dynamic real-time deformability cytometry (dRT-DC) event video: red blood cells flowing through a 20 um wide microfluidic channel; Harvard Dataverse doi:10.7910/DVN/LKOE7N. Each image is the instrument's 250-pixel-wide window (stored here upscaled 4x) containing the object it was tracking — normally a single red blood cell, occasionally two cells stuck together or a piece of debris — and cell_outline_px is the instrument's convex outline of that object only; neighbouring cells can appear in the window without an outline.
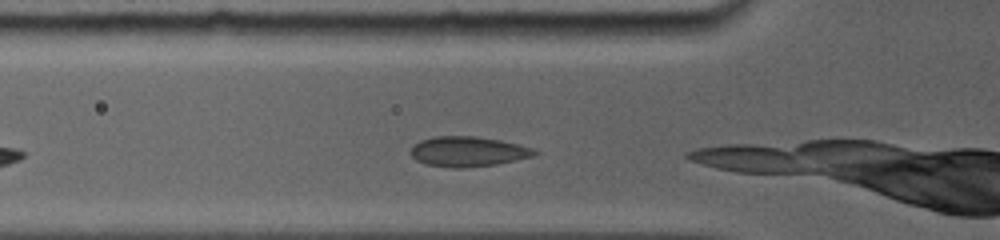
{"species": "common noctule bat (a hibernating species)", "species_latin": "Nyctalus noctula", "temperature_condition": "room temperature", "stored_images_in_passage": 6, "camera_frame_rate_fps": 5000, "um_per_image_px": 0.085, "animal": {"sex": "female", "body_mass_g": 19.0, "forearm_length_mm": 56.7}, "frame": {"image": 1, "passage_image": 2, "time_ms": 0.4, "image_size_px": [1000, 240], "cell_outline_px": [[540, 152], [532, 156], [516, 160], [496, 164], [464, 168], [452, 168], [428, 164], [416, 160], [408, 152], [420, 140], [432, 136], [476, 136], [500, 140], [532, 148]], "centroid_in_image_um": [39.75, 12.88], "position_along_channel_um": 86.0, "area_um2": 21.62}}
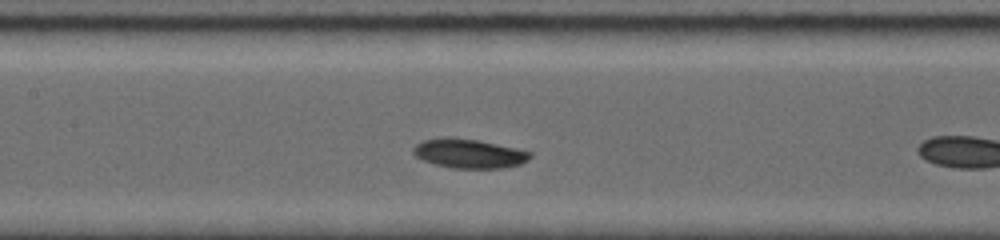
{"frame": {"image": 2, "passage_image": 5, "time_ms": 1.4, "image_size_px": [1000, 240], "cell_outline_px": [[532, 156], [528, 160], [520, 164], [504, 168], [452, 168], [436, 164], [424, 160], [416, 156], [412, 152], [412, 148], [416, 144], [424, 140], [448, 136], [480, 140], [516, 148], [532, 152]], "centroid_in_image_um": [39.88, 13.04], "position_along_channel_um": 167.5, "area_um2": 20.0}}